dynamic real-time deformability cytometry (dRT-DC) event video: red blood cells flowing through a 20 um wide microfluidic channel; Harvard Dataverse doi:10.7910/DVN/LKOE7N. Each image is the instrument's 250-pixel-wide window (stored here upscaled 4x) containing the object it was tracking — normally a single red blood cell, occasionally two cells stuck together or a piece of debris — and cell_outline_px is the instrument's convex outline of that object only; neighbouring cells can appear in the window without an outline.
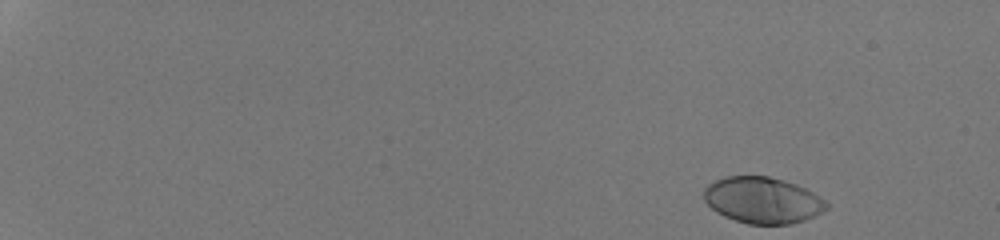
{"species": "human", "species_latin": "Homo sapiens", "temperature_condition": "room temperature", "stored_images_in_passage": 45, "camera_frame_rate_fps": 3000, "um_per_image_px": 0.085, "donor": {"sex": "male"}, "frame": {"image": 1, "passage_image": 1, "time_ms": 0.0, "image_size_px": [1000, 240], "cell_outline_px": [[828, 208], [804, 220], [792, 224], [748, 224], [724, 216], [716, 212], [704, 200], [704, 188], [708, 184], [724, 176], [768, 176], [784, 180], [796, 184], [820, 196], [828, 204]], "centroid_in_image_um": [64.8, 17.01], "position_along_channel_um": 20.2, "area_um2": 32.95}}
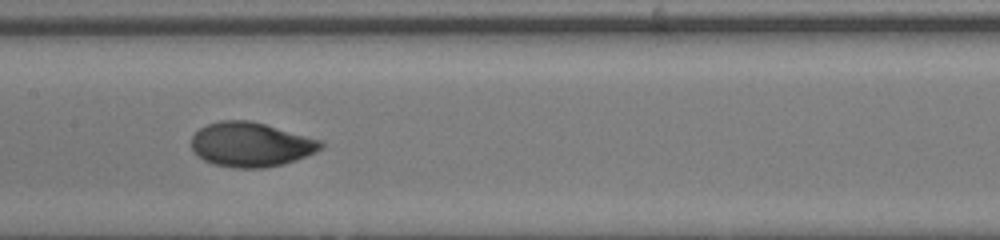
{"frame": {"image": 2, "passage_image": 26, "time_ms": 8.333, "image_size_px": [1000, 240], "cell_outline_px": [[324, 148], [316, 152], [296, 160], [284, 164], [264, 168], [232, 168], [212, 164], [196, 156], [192, 152], [192, 136], [200, 128], [208, 124], [220, 120], [248, 120], [264, 124], [324, 140]], "centroid_in_image_um": [21.34, 12.3], "position_along_channel_um": 186.1, "area_um2": 33.93}}
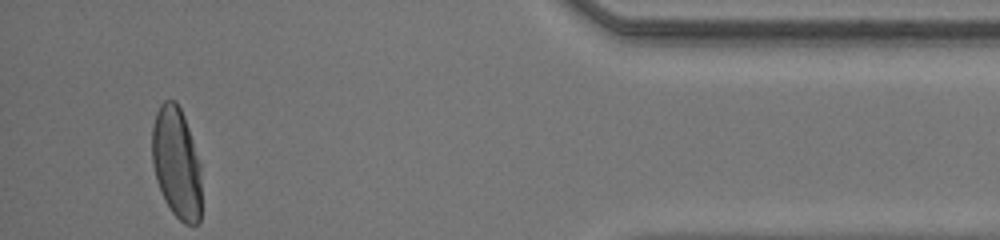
{"frame": {"image": 3, "passage_image": 45, "time_ms": 14.667, "image_size_px": [1000, 240], "cell_outline_px": [[200, 220], [196, 224], [184, 224], [172, 212], [164, 200], [156, 180], [152, 164], [152, 128], [156, 112], [160, 104], [164, 100], [176, 100], [184, 116], [200, 164]], "centroid_in_image_um": [14.98, 13.84], "position_along_channel_um": 420.2, "area_um2": 31.96}, "authors_computed_cell_mechanics": {"area_um2": 32.7148, "velocity_mm_per_s": 4.32, "shape_relaxation_time_tau1_ms": 2.6969, "shape_relaxation_time_tau2_ms": null, "deformation_change_tau1": 0.1828, "deformation_change_tau2": null}}